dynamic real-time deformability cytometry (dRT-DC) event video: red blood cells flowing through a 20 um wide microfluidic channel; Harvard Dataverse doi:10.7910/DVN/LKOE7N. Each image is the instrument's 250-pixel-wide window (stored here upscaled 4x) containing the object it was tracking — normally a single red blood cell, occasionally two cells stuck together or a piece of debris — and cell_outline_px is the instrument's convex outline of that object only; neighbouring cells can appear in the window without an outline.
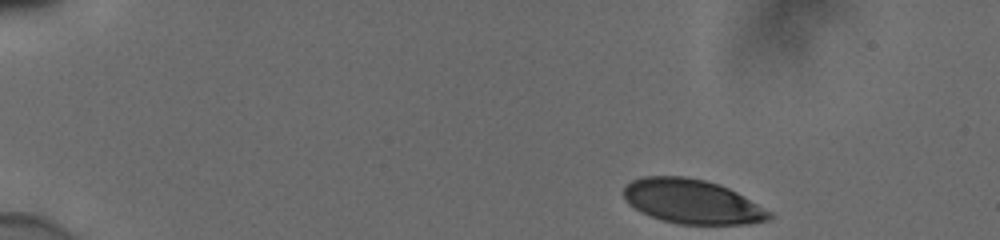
{"species": "human", "species_latin": "Homo sapiens", "temperature_condition": "cold", "stored_images_in_passage": 47, "camera_frame_rate_fps": 3000, "um_per_image_px": 0.085, "donor": {"sex": "male"}, "frame": {"image": 1, "passage_image": 1, "time_ms": 0.0, "image_size_px": [1000, 240], "cell_outline_px": [[772, 216], [768, 220], [748, 224], [680, 224], [664, 220], [640, 212], [628, 204], [624, 200], [624, 184], [632, 180], [644, 176], [688, 176], [720, 184], [736, 192], [772, 212]], "centroid_in_image_um": [58.8, 17.12], "position_along_channel_um": 26.2, "area_um2": 37.63}}
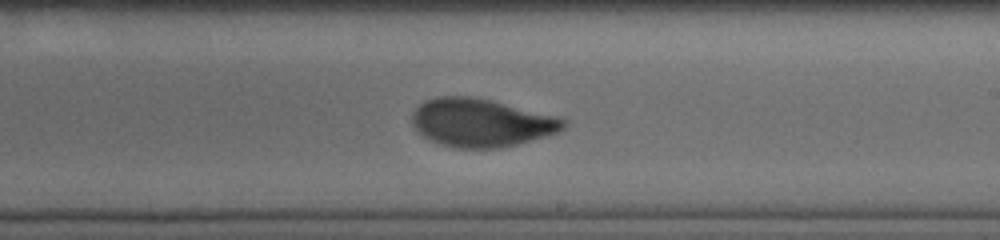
{"frame": {"image": 2, "passage_image": 27, "time_ms": 8.667, "image_size_px": [1000, 240], "cell_outline_px": [[568, 124], [560, 132], [516, 144], [500, 148], [452, 148], [440, 144], [424, 136], [412, 124], [412, 112], [424, 100], [436, 96], [472, 96], [568, 120]], "centroid_in_image_um": [40.86, 10.44], "position_along_channel_um": 248.1, "area_um2": 42.02}}
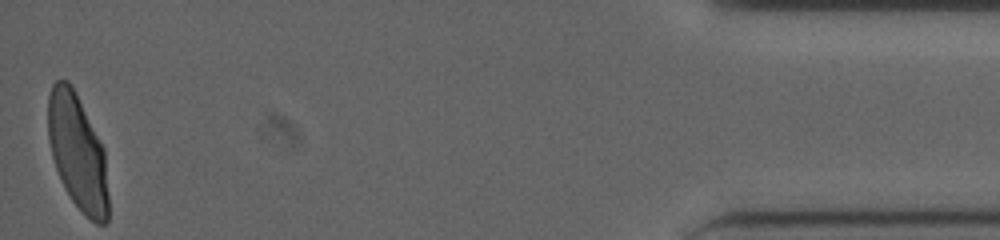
{"frame": {"image": 3, "passage_image": 47, "time_ms": 15.333, "image_size_px": [1000, 240], "cell_outline_px": [[108, 220], [104, 224], [96, 224], [72, 200], [64, 188], [56, 168], [52, 156], [48, 136], [48, 96], [52, 84], [56, 80], [68, 80], [76, 92], [104, 148], [108, 196]], "centroid_in_image_um": [6.59, 12.91], "position_along_channel_um": 428.6, "area_um2": 40.4}, "authors_computed_cell_mechanics": {"area_um2": 41.1536, "velocity_mm_per_s": 3.844, "shape_relaxation_time_tau1_ms": 2.8969, "shape_relaxation_time_tau2_ms": 0.5888, "deformation_change_tau1": 0.138, "deformation_change_tau2": 0.047}}